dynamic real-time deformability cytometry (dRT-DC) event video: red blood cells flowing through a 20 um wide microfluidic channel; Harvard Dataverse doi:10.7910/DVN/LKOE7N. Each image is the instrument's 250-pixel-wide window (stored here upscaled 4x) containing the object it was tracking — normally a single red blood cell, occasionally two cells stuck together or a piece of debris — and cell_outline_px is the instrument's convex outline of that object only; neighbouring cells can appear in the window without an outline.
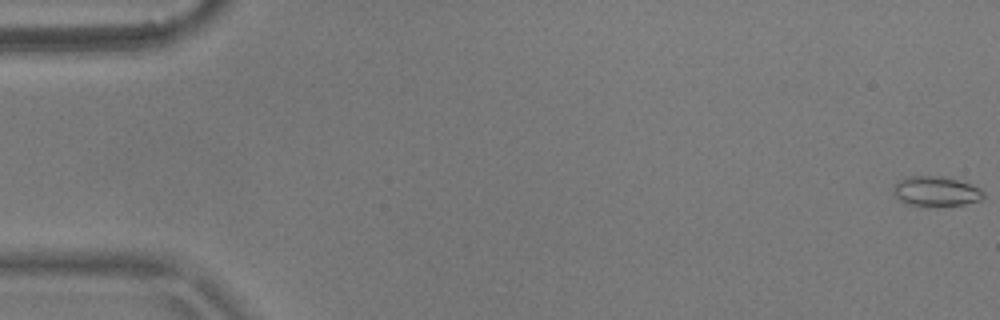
{"species": "common noctule bat (a hibernating species)", "species_latin": "Nyctalus noctula", "temperature_condition": "warm", "stored_images_in_passage": 5, "camera_frame_rate_fps": 3000, "um_per_image_px": 0.085, "animal": {"sex": "male", "body_mass_g": 17.9}, "frame": {"image": 1, "passage_image": 1, "time_ms": 0.0, "image_size_px": [1000, 320], "cell_outline_px": [[984, 196], [980, 200], [964, 204], [908, 204], [900, 200], [892, 192], [892, 188], [900, 180], [908, 176], [940, 176], [972, 184], [980, 188], [984, 192]], "centroid_in_image_um": [79.56, 16.23], "position_along_channel_um": 5.4, "area_um2": 15.14}}